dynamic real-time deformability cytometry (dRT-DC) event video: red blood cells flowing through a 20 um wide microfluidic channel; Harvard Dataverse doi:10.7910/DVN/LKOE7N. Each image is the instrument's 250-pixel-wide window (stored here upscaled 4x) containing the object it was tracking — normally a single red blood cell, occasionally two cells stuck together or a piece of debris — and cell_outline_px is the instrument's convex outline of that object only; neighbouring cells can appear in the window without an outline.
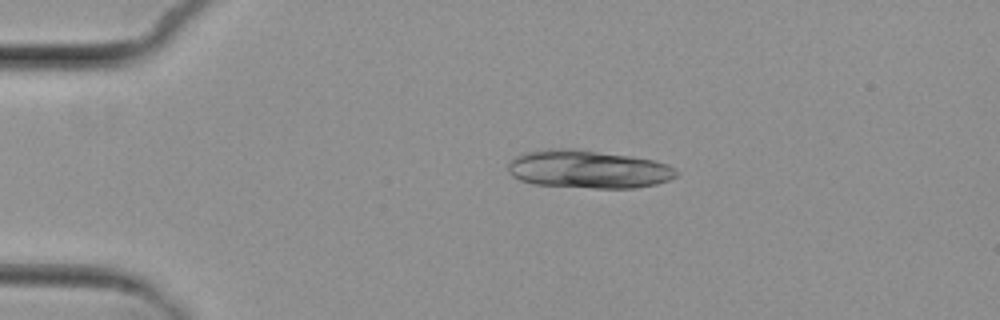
{"species": "common noctule bat (a hibernating species)", "species_latin": "Nyctalus noctula", "temperature_condition": "cold", "stored_images_in_passage": 9, "segment_of_instrument_passage": [1, 2], "camera_frame_rate_fps": 3000, "um_per_image_px": 0.085, "animal": {"sex": "female", "body_mass_g": 29.2, "forearm_length_mm": 56.3}, "frame": {"image": 1, "passage_image": 3, "time_ms": 2.333, "image_size_px": [1000, 320], "cell_outline_px": [[680, 172], [676, 176], [668, 180], [656, 184], [632, 188], [596, 188], [532, 184], [520, 180], [512, 176], [508, 172], [508, 164], [516, 156], [524, 152], [548, 148], [572, 148], [632, 156], [656, 160], [668, 164], [676, 168]], "centroid_in_image_um": [50.01, 14.37], "position_along_channel_um": 35.0, "area_um2": 37.69}}